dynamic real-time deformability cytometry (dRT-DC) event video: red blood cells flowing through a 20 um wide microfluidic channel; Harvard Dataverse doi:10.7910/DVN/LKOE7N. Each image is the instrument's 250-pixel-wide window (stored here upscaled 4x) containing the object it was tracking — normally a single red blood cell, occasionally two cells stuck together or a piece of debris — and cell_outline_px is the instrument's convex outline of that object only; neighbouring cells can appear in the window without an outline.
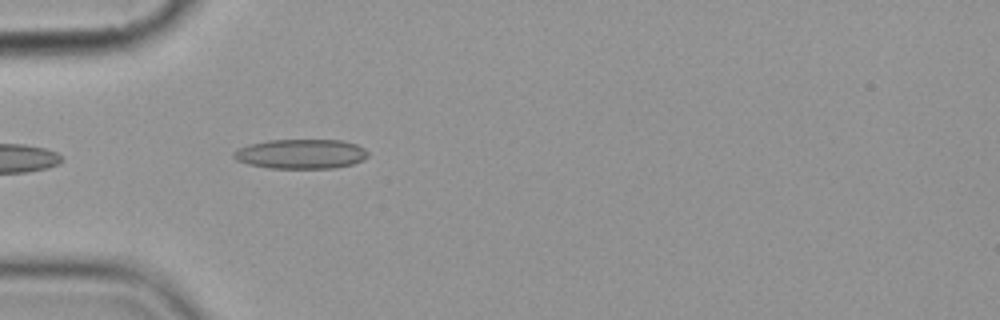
{"species": "common noctule bat (a hibernating species)", "species_latin": "Nyctalus noctula", "temperature_condition": "cold", "stored_images_in_passage": 3, "camera_frame_rate_fps": 3000, "um_per_image_px": 0.085, "animal": {"sex": "female", "body_mass_g": 19.9}, "frame": {"image": 1, "passage_image": 3, "time_ms": 4.0, "image_size_px": [1000, 320], "cell_outline_px": [[368, 156], [364, 160], [352, 164], [336, 168], [268, 168], [248, 164], [236, 160], [232, 156], [232, 152], [248, 144], [268, 140], [344, 140], [356, 144], [364, 148], [368, 152]], "centroid_in_image_um": [25.58, 13.08], "position_along_channel_um": 59.4, "area_um2": 23.35}}